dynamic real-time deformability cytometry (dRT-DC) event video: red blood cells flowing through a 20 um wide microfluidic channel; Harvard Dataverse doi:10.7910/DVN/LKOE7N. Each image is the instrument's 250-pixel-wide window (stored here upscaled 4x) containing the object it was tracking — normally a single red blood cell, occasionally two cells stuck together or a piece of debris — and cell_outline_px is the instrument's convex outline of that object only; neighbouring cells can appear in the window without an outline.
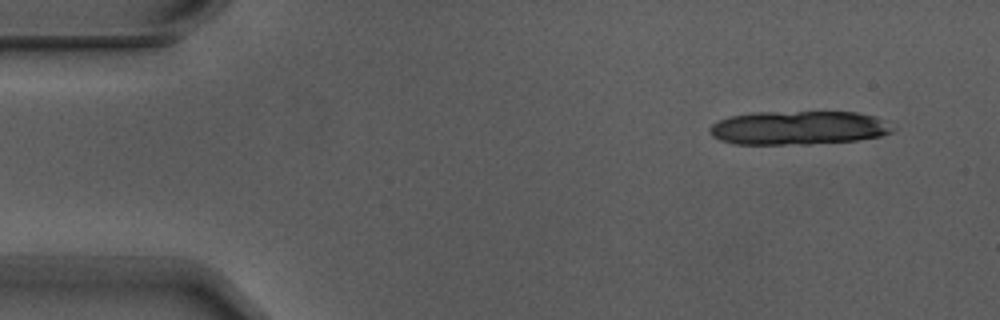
{"species": "Egyptian fruit bat (a non-hibernating species)", "species_latin": "Rousettus aegyptiacus", "temperature_condition": "warm", "stored_images_in_passage": 4, "camera_frame_rate_fps": 3000, "um_per_image_px": 0.085, "animal": {"sex": "male"}, "frame": {"image": 1, "passage_image": 1, "time_ms": 0.0, "image_size_px": [1000, 320], "cell_outline_px": [[896, 128], [892, 132], [880, 136], [856, 140], [808, 144], [736, 144], [720, 140], [712, 136], [708, 132], [708, 128], [712, 124], [728, 116], [752, 112], [856, 112], [876, 116], [888, 120]], "centroid_in_image_um": [67.89, 10.86], "position_along_channel_um": 17.1, "area_um2": 36.41}}
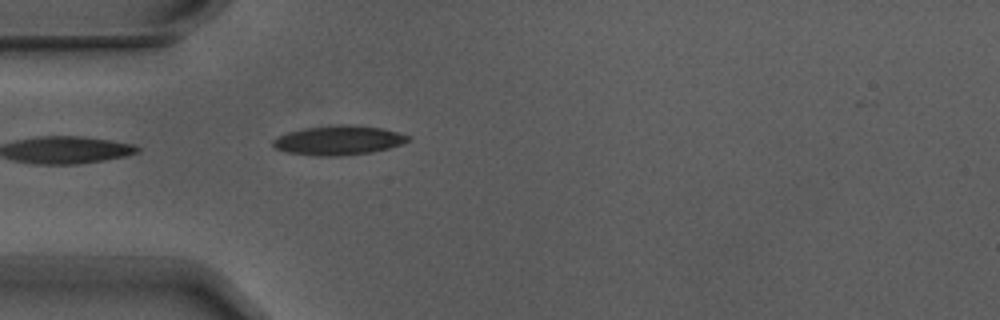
{"frame": {"image": 2, "passage_image": 4, "time_ms": 1.0, "image_size_px": [1000, 320], "cell_outline_px": [[412, 140], [388, 148], [372, 152], [340, 156], [316, 156], [288, 152], [276, 148], [272, 144], [272, 140], [288, 132], [308, 128], [340, 124], [352, 124], [380, 128], [412, 136]], "centroid_in_image_um": [28.81, 11.93], "position_along_channel_um": 56.2, "area_um2": 22.95}}